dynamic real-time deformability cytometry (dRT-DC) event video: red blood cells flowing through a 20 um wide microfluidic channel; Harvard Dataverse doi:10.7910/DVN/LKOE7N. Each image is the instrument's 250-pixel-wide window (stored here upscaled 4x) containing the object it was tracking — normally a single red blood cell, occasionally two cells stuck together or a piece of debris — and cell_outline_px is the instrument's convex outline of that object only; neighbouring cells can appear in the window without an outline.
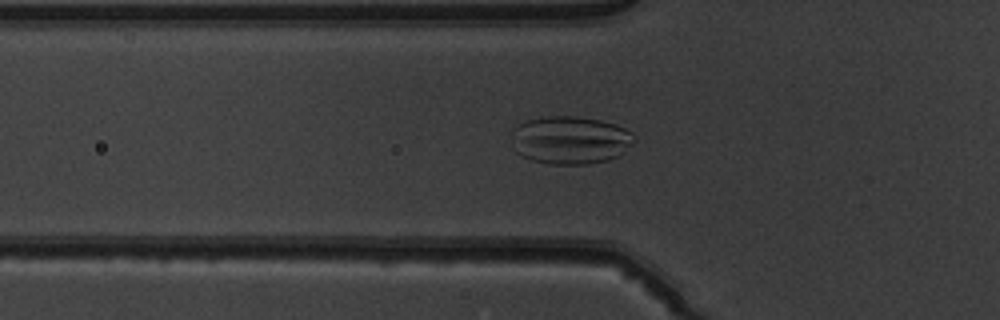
{"species": "common noctule bat (a hibernating species)", "species_latin": "Nyctalus noctula", "temperature_condition": "warm", "stored_images_in_passage": 51, "camera_frame_rate_fps": 3000, "um_per_image_px": 0.085, "animal": {"sex": "male", "body_mass_g": 19.5, "forearm_length_mm": 54.6}, "frame": {"image": 1, "passage_image": 18, "time_ms": 5.667, "image_size_px": [1000, 320], "cell_outline_px": [[636, 140], [620, 156], [608, 160], [588, 164], [548, 164], [532, 160], [520, 156], [512, 148], [512, 132], [524, 120], [548, 116], [576, 116], [600, 120], [624, 128], [632, 132], [636, 136]], "centroid_in_image_um": [48.47, 11.92], "position_along_channel_um": 77.3, "area_um2": 34.62}}
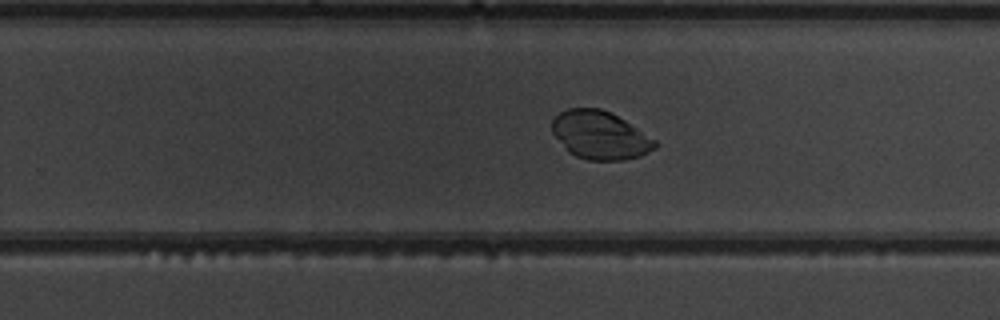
{"frame": {"image": 2, "passage_image": 33, "time_ms": 10.667, "image_size_px": [1000, 320], "cell_outline_px": [[660, 144], [656, 148], [640, 156], [624, 160], [588, 160], [576, 156], [568, 152], [564, 148], [552, 132], [552, 120], [560, 112], [568, 108], [600, 108], [612, 112], [656, 140]], "centroid_in_image_um": [51.01, 11.49], "position_along_channel_um": 278.8, "area_um2": 29.02}}
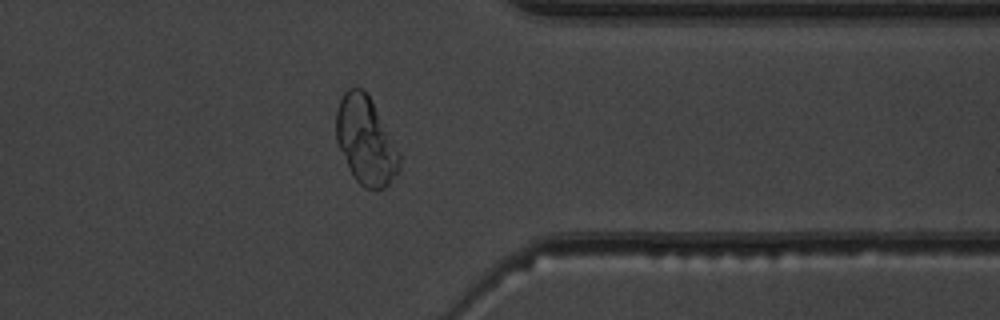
{"frame": {"image": 3, "passage_image": 41, "time_ms": 13.333, "image_size_px": [1000, 320], "cell_outline_px": [[400, 172], [384, 188], [364, 188], [352, 176], [336, 140], [336, 112], [340, 100], [344, 92], [348, 88], [364, 88], [400, 152]], "centroid_in_image_um": [31.09, 11.97], "position_along_channel_um": 380.3, "area_um2": 32.19}}